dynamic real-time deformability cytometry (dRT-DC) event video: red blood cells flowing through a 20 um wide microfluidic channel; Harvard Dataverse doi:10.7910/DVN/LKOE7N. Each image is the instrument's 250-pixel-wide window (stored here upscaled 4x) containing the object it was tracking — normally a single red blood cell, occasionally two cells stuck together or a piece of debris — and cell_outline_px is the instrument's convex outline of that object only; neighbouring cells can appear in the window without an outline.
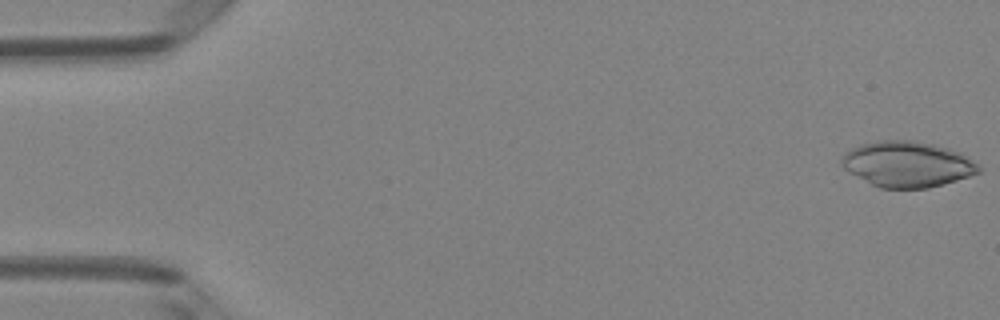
{"species": "Egyptian fruit bat (a non-hibernating species)", "species_latin": "Rousettus aegyptiacus", "temperature_condition": "room temperature", "stored_images_in_passage": 5, "camera_frame_rate_fps": 3000, "um_per_image_px": 0.085, "animal": {"sex": "female"}, "frame": {"image": 1, "passage_image": 1, "time_ms": 0.0, "image_size_px": [1000, 320], "cell_outline_px": [[980, 172], [944, 184], [928, 188], [880, 188], [848, 172], [840, 164], [840, 160], [844, 152], [860, 144], [880, 140], [912, 140], [932, 144], [948, 148], [960, 152], [976, 164], [980, 168]], "centroid_in_image_um": [77.07, 13.95], "position_along_channel_um": 7.9, "area_um2": 36.36}}